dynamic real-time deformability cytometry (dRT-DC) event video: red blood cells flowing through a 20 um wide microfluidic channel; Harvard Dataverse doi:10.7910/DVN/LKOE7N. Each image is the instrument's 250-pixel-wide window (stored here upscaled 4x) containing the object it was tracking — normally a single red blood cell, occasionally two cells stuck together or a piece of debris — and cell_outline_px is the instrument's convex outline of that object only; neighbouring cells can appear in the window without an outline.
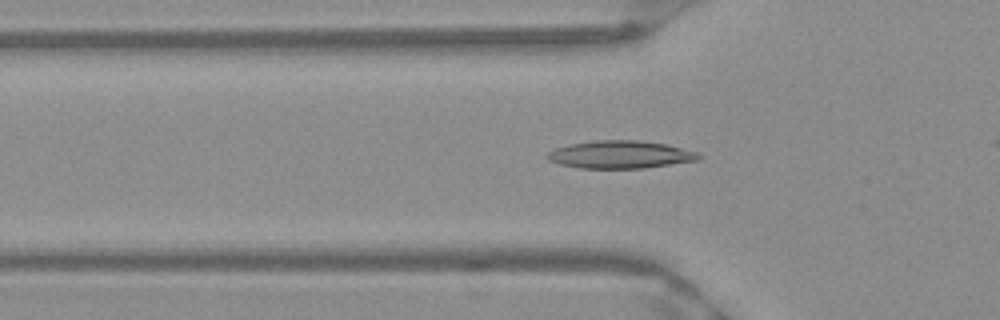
{"species": "Egyptian fruit bat (a non-hibernating species)", "species_latin": "Rousettus aegyptiacus", "temperature_condition": "warm", "stored_images_in_passage": 43, "camera_frame_rate_fps": 3000, "um_per_image_px": 0.085, "frame": {"image": 1, "passage_image": 16, "time_ms": 5.0, "image_size_px": [1000, 320], "cell_outline_px": [[700, 160], [644, 168], [580, 168], [560, 164], [548, 160], [544, 156], [548, 152], [556, 148], [572, 144], [596, 140], [640, 140], [664, 144], [696, 152], [700, 156]], "centroid_in_image_um": [52.69, 13.14], "position_along_channel_um": 73.1, "area_um2": 24.22}}
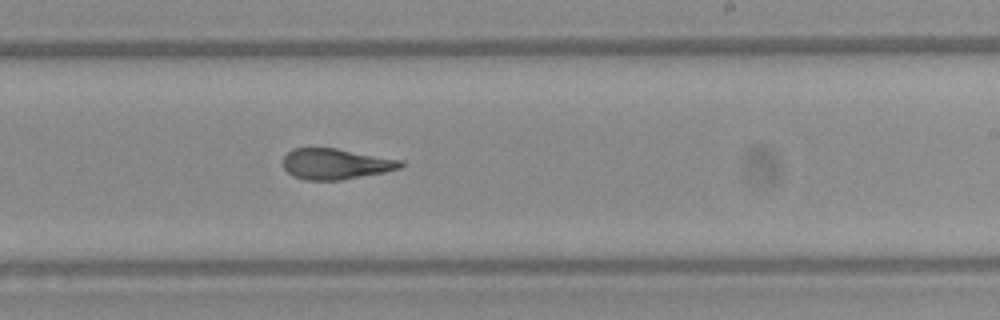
{"frame": {"image": 2, "passage_image": 30, "time_ms": 9.667, "image_size_px": [1000, 320], "cell_outline_px": [[404, 164], [400, 168], [384, 172], [340, 180], [304, 180], [292, 176], [284, 168], [284, 156], [292, 148], [336, 148], [404, 160]], "centroid_in_image_um": [28.54, 13.93], "position_along_channel_um": 260.5, "area_um2": 21.1}}
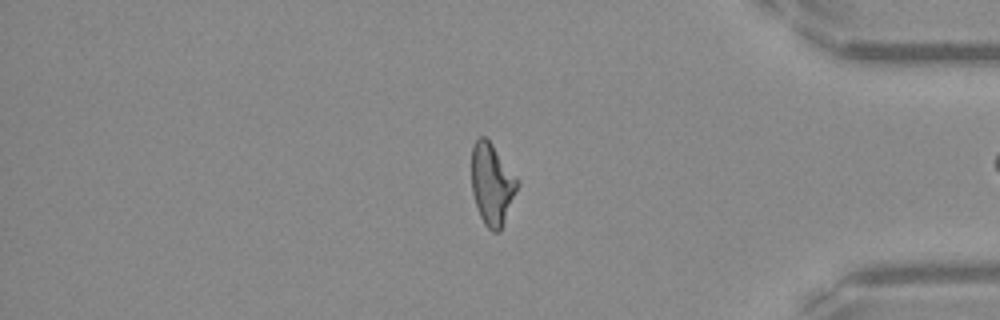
{"frame": {"image": 3, "passage_image": 42, "time_ms": 13.667, "image_size_px": [1000, 320], "cell_outline_px": [[520, 184], [500, 232], [492, 232], [484, 224], [480, 216], [472, 192], [472, 144], [480, 136], [484, 136], [492, 144], [520, 180]], "centroid_in_image_um": [41.84, 15.66], "position_along_channel_um": 393.4, "area_um2": 21.91}}